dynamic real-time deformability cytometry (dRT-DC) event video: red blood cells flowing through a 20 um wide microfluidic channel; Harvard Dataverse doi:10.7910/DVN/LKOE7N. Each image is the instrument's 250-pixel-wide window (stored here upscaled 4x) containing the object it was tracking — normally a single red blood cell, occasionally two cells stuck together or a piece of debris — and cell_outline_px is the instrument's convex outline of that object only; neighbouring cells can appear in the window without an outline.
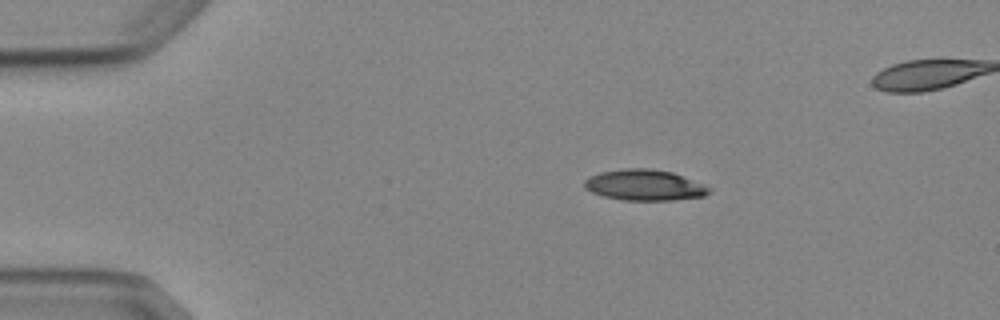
{"species": "Egyptian fruit bat (a non-hibernating species)", "species_latin": "Rousettus aegyptiacus", "temperature_condition": "cold", "stored_images_in_passage": 6, "camera_frame_rate_fps": 3000, "um_per_image_px": 0.085, "animal": {"sex": "female"}, "frame": {"image": 1, "passage_image": 2, "time_ms": 1.0, "image_size_px": [1000, 320], "cell_outline_px": [[712, 192], [704, 196], [672, 200], [620, 200], [604, 196], [592, 192], [584, 188], [584, 180], [588, 176], [600, 172], [624, 168], [648, 168], [672, 172], [704, 184], [712, 188]], "centroid_in_image_um": [54.78, 15.73], "position_along_channel_um": 30.2, "area_um2": 22.6}}
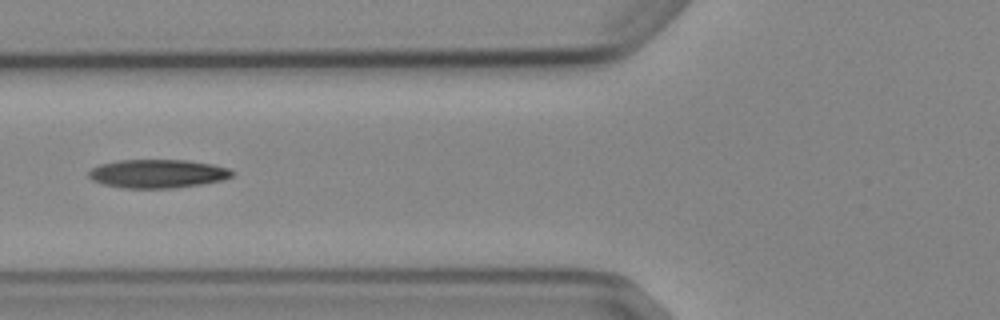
{"frame": {"image": 2, "passage_image": 5, "time_ms": 4.667, "image_size_px": [1000, 320], "cell_outline_px": [[232, 176], [224, 180], [200, 184], [172, 188], [120, 188], [104, 184], [92, 180], [88, 176], [88, 172], [92, 168], [100, 164], [120, 160], [188, 160], [212, 164], [228, 168], [232, 172]], "centroid_in_image_um": [13.38, 14.76], "position_along_channel_um": 112.4, "area_um2": 23.81}}
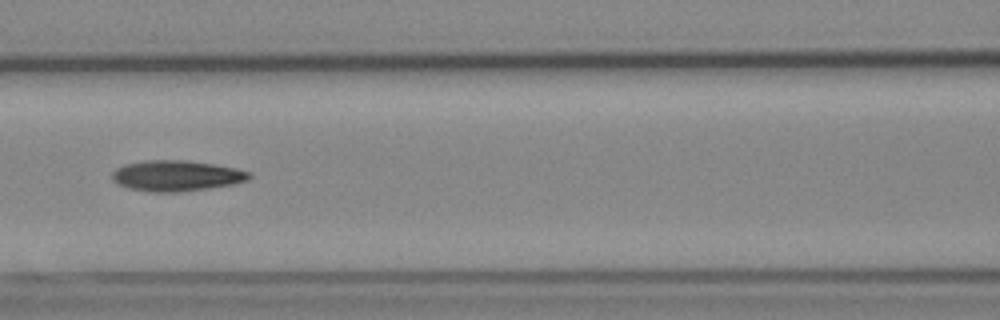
{"frame": {"image": 3, "passage_image": 6, "time_ms": 5.667, "image_size_px": [1000, 320], "cell_outline_px": [[252, 176], [248, 180], [232, 184], [208, 188], [176, 192], [152, 192], [128, 188], [116, 184], [112, 180], [112, 172], [116, 168], [124, 164], [144, 160], [184, 160], [216, 164], [236, 168], [252, 172]], "centroid_in_image_um": [14.98, 14.93], "position_along_channel_um": 151.6, "area_um2": 24.74}}